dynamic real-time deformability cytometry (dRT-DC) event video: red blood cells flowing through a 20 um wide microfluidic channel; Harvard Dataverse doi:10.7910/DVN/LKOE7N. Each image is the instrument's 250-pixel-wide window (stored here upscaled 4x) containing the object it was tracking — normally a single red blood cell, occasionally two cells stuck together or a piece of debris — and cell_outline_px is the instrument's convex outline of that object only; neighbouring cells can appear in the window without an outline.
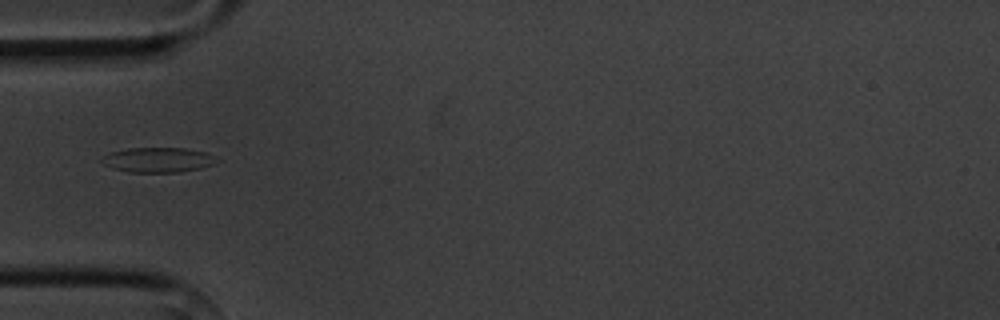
{"species": "common noctule bat (a hibernating species)", "species_latin": "Nyctalus noctula", "temperature_condition": "cold", "stored_images_in_passage": 4, "camera_frame_rate_fps": 3000, "um_per_image_px": 0.085, "animal": {"sex": "male", "body_mass_g": 20.1, "forearm_length_mm": 53.5}, "frame": {"image": 1, "passage_image": 4, "time_ms": 3.333, "image_size_px": [1000, 320], "cell_outline_px": [[220, 160], [216, 164], [200, 168], [180, 172], [128, 172], [112, 168], [104, 164], [100, 160], [104, 156], [112, 152], [128, 148], [184, 148], [204, 152]], "centroid_in_image_um": [13.44, 13.59], "position_along_channel_um": 71.6, "area_um2": 16.59}}